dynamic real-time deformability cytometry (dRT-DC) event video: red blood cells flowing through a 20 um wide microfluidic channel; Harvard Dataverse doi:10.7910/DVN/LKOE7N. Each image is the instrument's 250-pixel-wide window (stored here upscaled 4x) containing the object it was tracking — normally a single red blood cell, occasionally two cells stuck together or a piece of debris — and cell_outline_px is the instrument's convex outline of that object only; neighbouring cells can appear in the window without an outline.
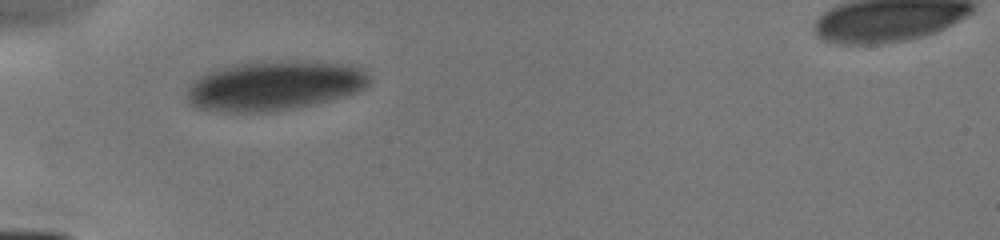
{"species": "human", "species_latin": "Homo sapiens", "temperature_condition": "cold", "stored_images_in_passage": 4, "camera_frame_rate_fps": 3000, "um_per_image_px": 0.085, "donor": {"sex": "male"}, "frame": {"image": 1, "passage_image": 3, "time_ms": 2.333, "image_size_px": [1000, 240], "cell_outline_px": [[372, 80], [364, 88], [356, 92], [344, 96], [316, 104], [272, 112], [212, 112], [196, 108], [188, 104], [188, 84], [204, 72], [216, 68], [232, 64], [260, 60], [312, 60], [352, 64], [368, 72], [372, 76]], "centroid_in_image_um": [23.32, 7.25], "position_along_channel_um": 61.7, "area_um2": 54.45}}
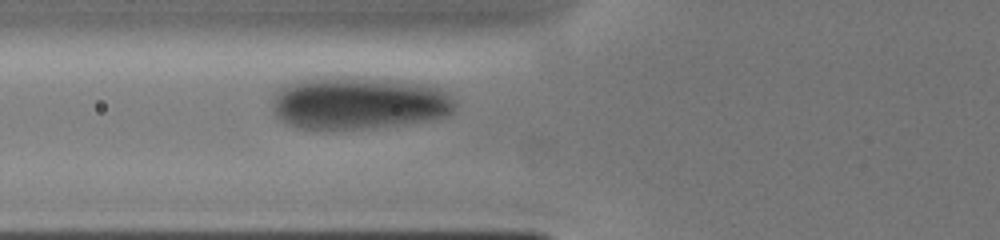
{"frame": {"image": 2, "passage_image": 4, "time_ms": 3.333, "image_size_px": [1000, 240], "cell_outline_px": [[456, 104], [452, 112], [448, 116], [428, 120], [396, 124], [356, 128], [296, 128], [280, 120], [276, 116], [272, 108], [272, 96], [284, 84], [296, 80], [328, 76], [348, 76], [388, 80], [420, 84], [440, 88], [448, 92], [456, 100]], "centroid_in_image_um": [30.44, 8.73], "position_along_channel_um": 95.4, "area_um2": 55.95}}